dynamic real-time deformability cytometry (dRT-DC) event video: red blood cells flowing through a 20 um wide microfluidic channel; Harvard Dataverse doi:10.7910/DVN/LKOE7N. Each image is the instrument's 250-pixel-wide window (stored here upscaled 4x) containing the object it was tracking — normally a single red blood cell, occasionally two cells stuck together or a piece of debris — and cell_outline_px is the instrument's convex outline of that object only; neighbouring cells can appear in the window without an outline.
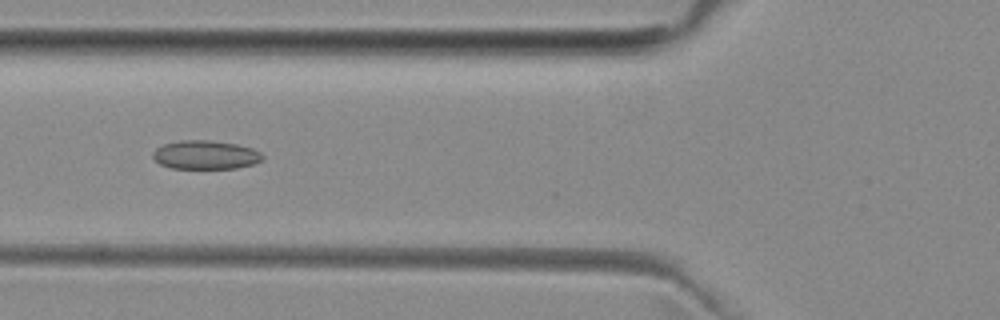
{"species": "common noctule bat (a hibernating species)", "species_latin": "Nyctalus noctula", "temperature_condition": "room temperature", "stored_images_in_passage": 5, "camera_frame_rate_fps": 3000, "um_per_image_px": 0.085, "animal": {"sex": "female", "body_mass_g": 29.2, "forearm_length_mm": 56.3}, "frame": {"image": 1, "passage_image": 5, "time_ms": 5.667, "image_size_px": [1000, 320], "cell_outline_px": [[264, 156], [260, 160], [252, 164], [236, 168], [172, 168], [160, 164], [152, 156], [152, 152], [156, 148], [164, 144], [180, 140], [208, 140], [236, 144], [252, 148], [260, 152]], "centroid_in_image_um": [17.44, 13.16], "position_along_channel_um": 108.4, "area_um2": 18.21}}